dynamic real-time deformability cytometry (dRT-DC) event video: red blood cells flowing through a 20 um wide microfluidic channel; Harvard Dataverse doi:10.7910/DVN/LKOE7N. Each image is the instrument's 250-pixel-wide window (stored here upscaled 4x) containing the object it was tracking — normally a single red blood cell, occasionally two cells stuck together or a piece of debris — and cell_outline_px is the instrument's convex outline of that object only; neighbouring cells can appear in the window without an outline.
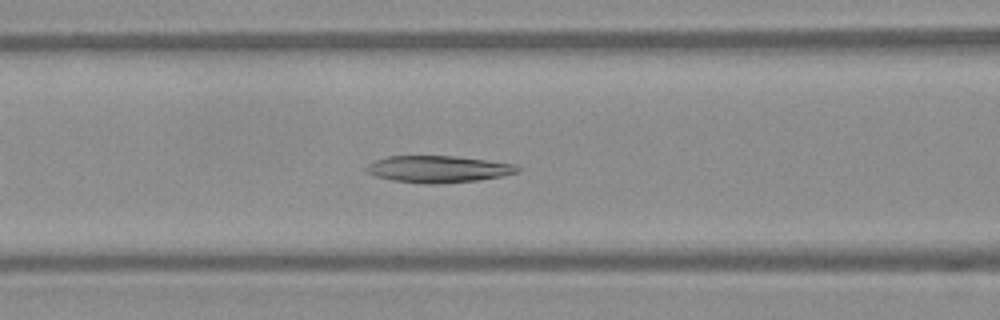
{"species": "Egyptian fruit bat (a non-hibernating species)", "species_latin": "Rousettus aegyptiacus", "temperature_condition": "warm", "stored_images_in_passage": 40, "camera_frame_rate_fps": 3000, "um_per_image_px": 0.085, "frame": {"image": 1, "passage_image": 10, "time_ms": 3.0, "image_size_px": [1000, 320], "cell_outline_px": [[520, 172], [500, 176], [476, 180], [436, 184], [428, 184], [392, 180], [376, 176], [368, 172], [364, 168], [368, 164], [376, 160], [388, 156], [456, 156], [516, 164], [520, 168]], "centroid_in_image_um": [37.26, 14.37], "position_along_channel_um": 129.3, "area_um2": 23.47}}
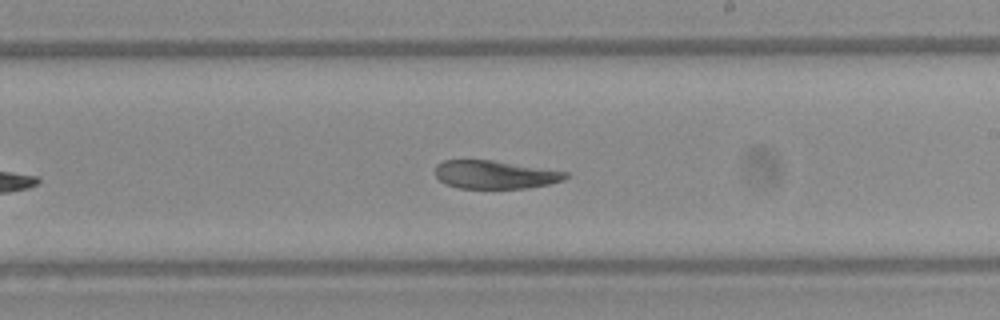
{"frame": {"image": 2, "passage_image": 19, "time_ms": 6.0, "image_size_px": [1000, 320], "cell_outline_px": [[568, 176], [564, 180], [548, 184], [528, 188], [460, 188], [444, 184], [436, 176], [436, 164], [444, 160], [492, 160], [568, 172]], "centroid_in_image_um": [42.06, 14.84], "position_along_channel_um": 246.9, "area_um2": 21.33}}
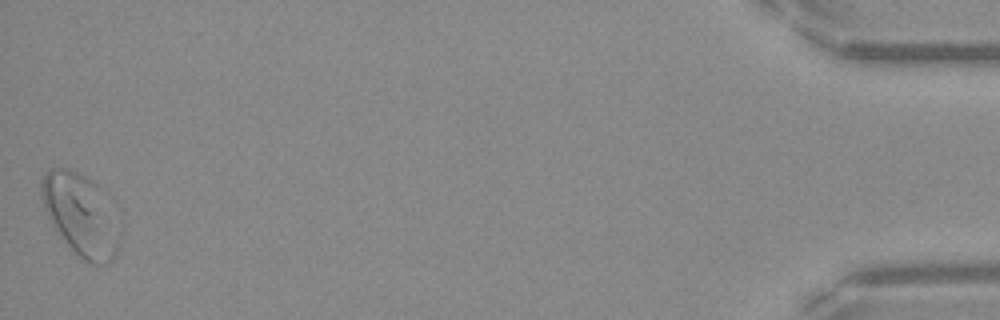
{"frame": {"image": 3, "passage_image": 40, "time_ms": 13.0, "image_size_px": [1000, 320], "cell_outline_px": [[120, 248], [116, 256], [108, 264], [92, 264], [80, 260], [52, 228], [44, 208], [40, 192], [40, 180], [44, 172], [48, 168], [68, 168], [92, 180], [96, 184], [120, 232]], "centroid_in_image_um": [6.79, 18.31], "position_along_channel_um": 428.4, "area_um2": 37.51}, "authors_computed_cell_mechanics": {"area_um2": 23.4668, "velocity_mm_per_s": 3.9275, "shape_relaxation_time_tau1_ms": 9.0536, "shape_relaxation_time_tau2_ms": 2.7473, "deformation_change_tau1": 0.2404, "deformation_change_tau2": 0.0834}}